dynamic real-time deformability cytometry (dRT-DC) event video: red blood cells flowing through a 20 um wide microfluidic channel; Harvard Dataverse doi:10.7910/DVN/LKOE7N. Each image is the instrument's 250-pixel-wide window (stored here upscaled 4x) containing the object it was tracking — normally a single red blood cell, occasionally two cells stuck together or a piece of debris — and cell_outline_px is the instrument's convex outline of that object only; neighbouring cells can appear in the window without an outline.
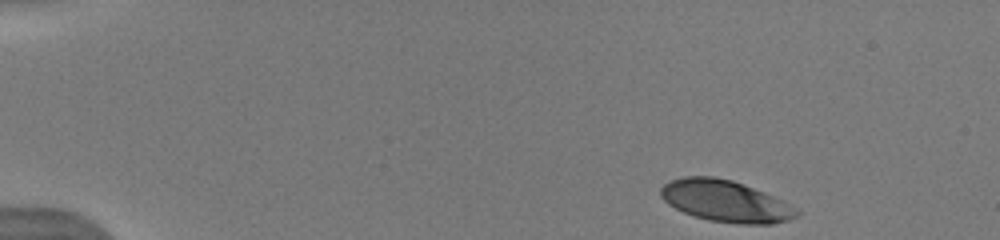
{"species": "human", "species_latin": "Homo sapiens", "temperature_condition": "warm", "stored_images_in_passage": 12, "camera_frame_rate_fps": 3000, "um_per_image_px": 0.085, "donor": {"sex": "male"}, "frame": {"image": 1, "passage_image": 1, "time_ms": 0.0, "image_size_px": [1000, 240], "cell_outline_px": [[800, 212], [796, 216], [788, 220], [772, 224], [740, 224], [708, 220], [692, 216], [668, 204], [660, 196], [660, 188], [664, 184], [672, 180], [684, 176], [716, 176], [732, 180], [744, 184], [764, 192], [788, 204]], "centroid_in_image_um": [61.63, 17.09], "position_along_channel_um": 23.4, "area_um2": 32.83}}
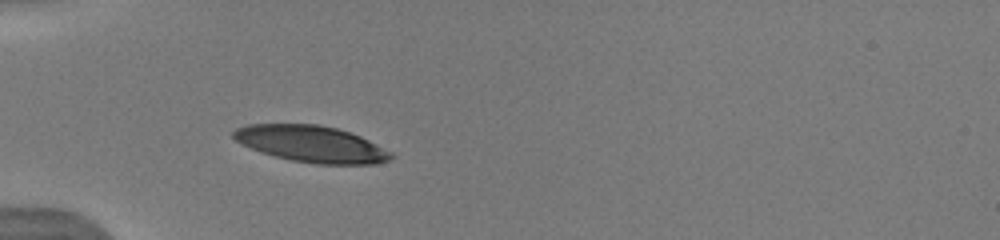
{"frame": {"image": 2, "passage_image": 11, "time_ms": 3.333, "image_size_px": [1000, 240], "cell_outline_px": [[392, 156], [388, 160], [376, 164], [316, 164], [292, 160], [260, 152], [236, 140], [232, 136], [232, 132], [236, 128], [248, 124], [320, 124], [336, 128], [360, 136], [392, 152]], "centroid_in_image_um": [26.46, 12.23], "position_along_channel_um": 58.5, "area_um2": 33.23}}